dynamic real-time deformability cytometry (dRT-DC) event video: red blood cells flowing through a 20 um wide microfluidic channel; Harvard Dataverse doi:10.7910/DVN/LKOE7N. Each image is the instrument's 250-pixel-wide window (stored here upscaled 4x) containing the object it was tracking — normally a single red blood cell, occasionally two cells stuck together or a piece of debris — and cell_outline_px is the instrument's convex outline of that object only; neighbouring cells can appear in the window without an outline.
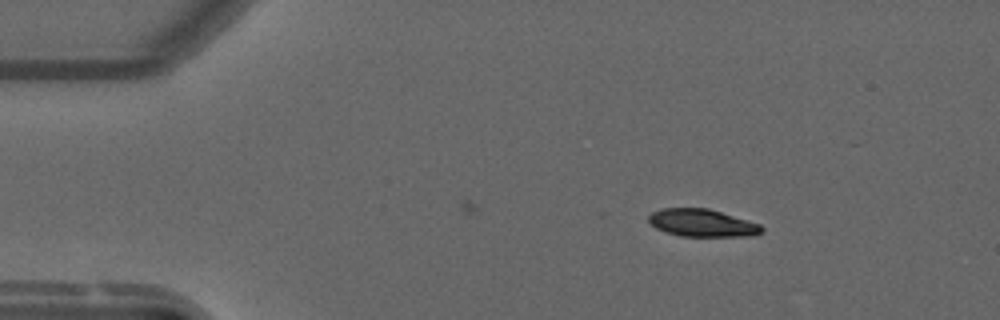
{"species": "common noctule bat (a hibernating species)", "species_latin": "Nyctalus noctula", "temperature_condition": "warm", "stored_images_in_passage": 14, "camera_frame_rate_fps": 3000, "um_per_image_px": 0.085, "animal": {"sex": "male", "forearm_length_mm": 52.5}, "frame": {"image": 1, "passage_image": 8, "time_ms": 2.333, "image_size_px": [1000, 320], "cell_outline_px": [[764, 228], [760, 232], [748, 236], [680, 236], [656, 228], [648, 220], [648, 216], [652, 212], [660, 208], [708, 208], [760, 224]], "centroid_in_image_um": [59.65, 18.94], "position_along_channel_um": 25.3, "area_um2": 17.92}}